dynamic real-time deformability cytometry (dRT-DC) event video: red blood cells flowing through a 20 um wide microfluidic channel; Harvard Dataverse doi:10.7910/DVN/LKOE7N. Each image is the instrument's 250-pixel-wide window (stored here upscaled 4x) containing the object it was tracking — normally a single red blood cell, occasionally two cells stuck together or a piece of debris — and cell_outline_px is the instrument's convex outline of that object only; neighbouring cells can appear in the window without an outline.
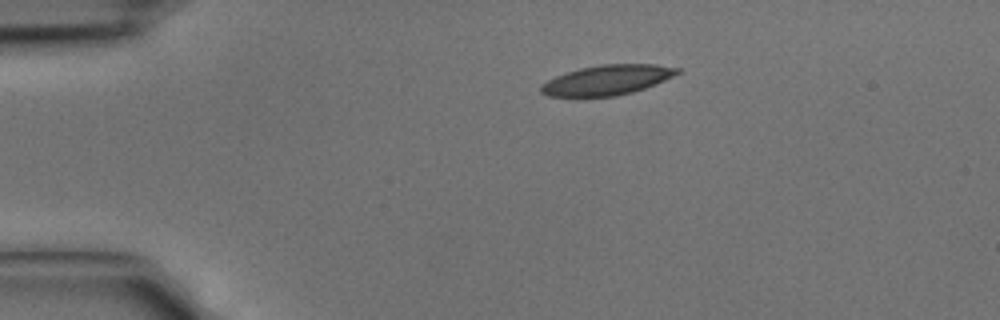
{"species": "common noctule bat (a hibernating species)", "species_latin": "Nyctalus noctula", "temperature_condition": "cold", "stored_images_in_passage": 35, "camera_frame_rate_fps": 3000, "um_per_image_px": 0.085, "animal": {"sex": "male", "body_mass_g": 15.6}, "frame": {"image": 1, "passage_image": 1, "time_ms": 0.0, "image_size_px": [1000, 320], "cell_outline_px": [[680, 72], [664, 80], [644, 88], [632, 92], [616, 96], [548, 96], [540, 92], [540, 84], [556, 76], [580, 68], [600, 64], [656, 64], [680, 68]], "centroid_in_image_um": [51.59, 6.79], "position_along_channel_um": 33.4, "area_um2": 23.58}}
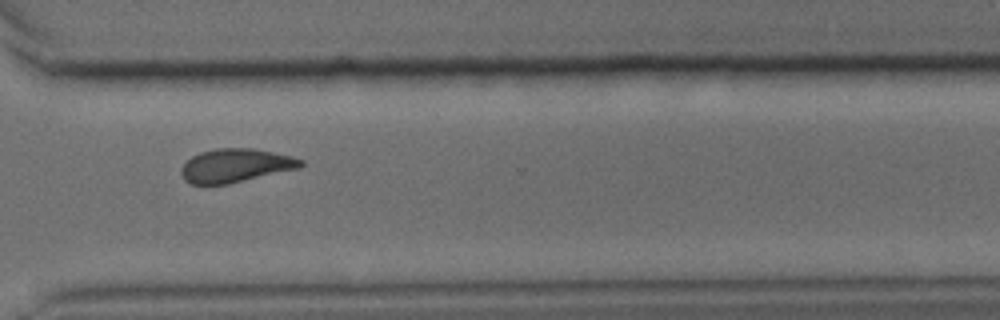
{"frame": {"image": 2, "passage_image": 24, "time_ms": 7.667, "image_size_px": [1000, 320], "cell_outline_px": [[304, 164], [300, 168], [228, 184], [192, 184], [184, 180], [180, 172], [180, 168], [192, 156], [200, 152], [216, 148], [256, 148], [292, 156], [304, 160]], "centroid_in_image_um": [20.04, 14.06], "position_along_channel_um": 350.6, "area_um2": 23.52}}
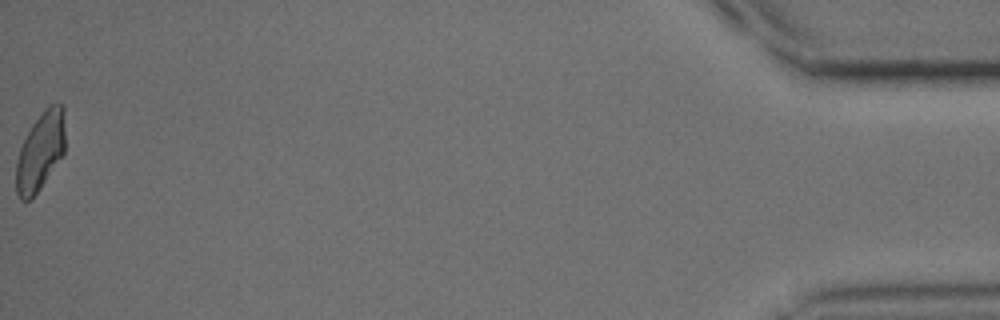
{"frame": {"image": 3, "passage_image": 35, "time_ms": 11.333, "image_size_px": [1000, 320], "cell_outline_px": [[64, 152], [32, 200], [20, 200], [16, 192], [16, 160], [20, 148], [32, 124], [44, 108], [52, 104], [64, 104]], "centroid_in_image_um": [3.42, 12.86], "position_along_channel_um": 431.8, "area_um2": 22.25}}